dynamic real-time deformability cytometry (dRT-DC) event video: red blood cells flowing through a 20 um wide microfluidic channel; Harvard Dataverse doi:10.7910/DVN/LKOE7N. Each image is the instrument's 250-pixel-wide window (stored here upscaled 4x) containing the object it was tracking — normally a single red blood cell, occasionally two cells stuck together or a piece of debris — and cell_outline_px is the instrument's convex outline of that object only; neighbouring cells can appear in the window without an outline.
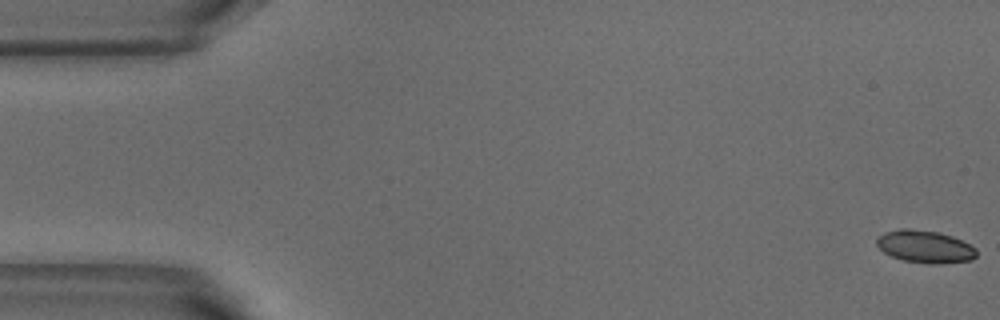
{"species": "common noctule bat (a hibernating species)", "species_latin": "Nyctalus noctula", "temperature_condition": "warm", "stored_images_in_passage": 5, "camera_frame_rate_fps": 3000, "um_per_image_px": 0.085, "animal": {"sex": "male", "body_mass_g": 18.8}, "frame": {"image": 1, "passage_image": 1, "time_ms": 0.0, "image_size_px": [1000, 320], "cell_outline_px": [[976, 256], [972, 260], [936, 264], [932, 264], [904, 260], [892, 256], [884, 252], [876, 244], [876, 236], [884, 232], [900, 228], [908, 228], [940, 232], [952, 236], [976, 248]], "centroid_in_image_um": [78.6, 20.95], "position_along_channel_um": 6.4, "area_um2": 18.9}}
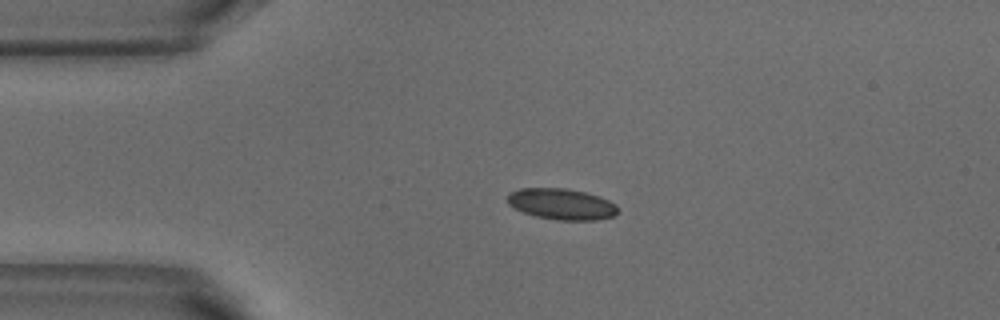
{"frame": {"image": 2, "passage_image": 4, "time_ms": 1.0, "image_size_px": [1000, 320], "cell_outline_px": [[616, 216], [596, 220], [556, 220], [536, 216], [524, 212], [508, 204], [508, 192], [520, 188], [564, 188], [584, 192], [600, 196], [616, 204]], "centroid_in_image_um": [47.73, 17.34], "position_along_channel_um": 37.3, "area_um2": 19.94}}